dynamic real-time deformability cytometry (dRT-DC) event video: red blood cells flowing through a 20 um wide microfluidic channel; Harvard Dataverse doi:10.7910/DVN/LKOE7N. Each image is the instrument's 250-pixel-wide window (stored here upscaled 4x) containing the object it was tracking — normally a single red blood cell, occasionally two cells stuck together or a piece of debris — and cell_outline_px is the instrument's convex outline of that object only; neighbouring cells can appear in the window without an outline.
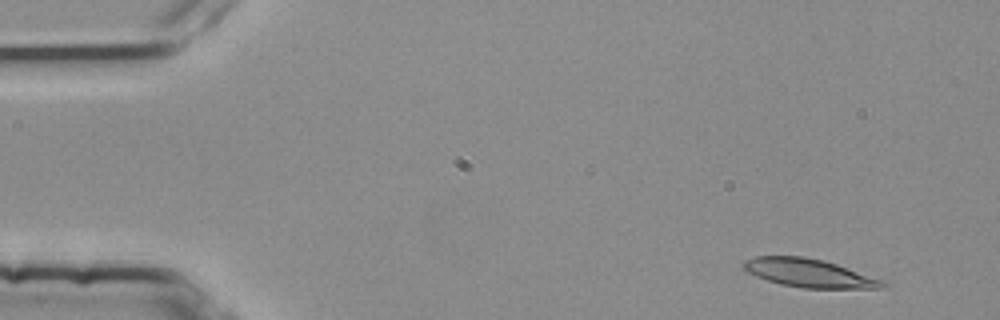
{"species": "common noctule bat (a hibernating species)", "species_latin": "Nyctalus noctula", "temperature_condition": "room temperature", "stored_images_in_passage": 3, "camera_frame_rate_fps": 3000, "um_per_image_px": 0.085, "animal": {"sex": "female", "body_mass_g": 25.1}, "frame": {"image": 1, "passage_image": 1, "time_ms": 0.0, "image_size_px": [1000, 320], "cell_outline_px": [[888, 284], [884, 288], [804, 288], [780, 284], [756, 276], [748, 272], [740, 264], [744, 260], [756, 256], [804, 256], [824, 260], [888, 280]], "centroid_in_image_um": [68.84, 23.21], "position_along_channel_um": 16.2, "area_um2": 23.35}}
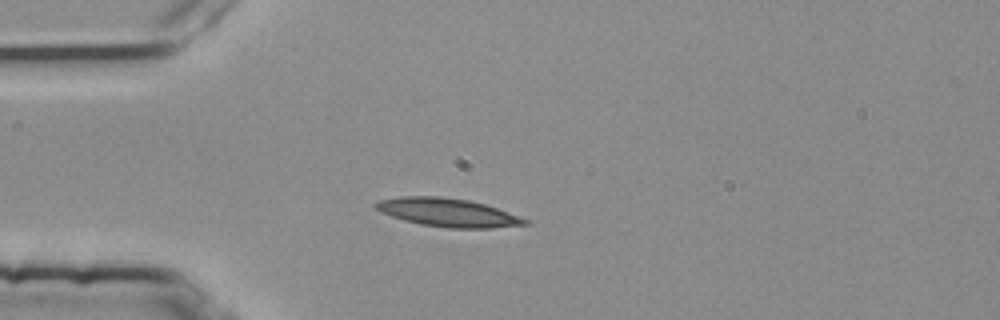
{"frame": {"image": 2, "passage_image": 3, "time_ms": 0.667, "image_size_px": [1000, 320], "cell_outline_px": [[528, 224], [492, 228], [448, 228], [420, 224], [404, 220], [380, 212], [372, 204], [380, 200], [400, 196], [436, 196], [468, 200], [484, 204], [520, 216], [528, 220]], "centroid_in_image_um": [38.04, 18.06], "position_along_channel_um": 47.0, "area_um2": 24.51}}